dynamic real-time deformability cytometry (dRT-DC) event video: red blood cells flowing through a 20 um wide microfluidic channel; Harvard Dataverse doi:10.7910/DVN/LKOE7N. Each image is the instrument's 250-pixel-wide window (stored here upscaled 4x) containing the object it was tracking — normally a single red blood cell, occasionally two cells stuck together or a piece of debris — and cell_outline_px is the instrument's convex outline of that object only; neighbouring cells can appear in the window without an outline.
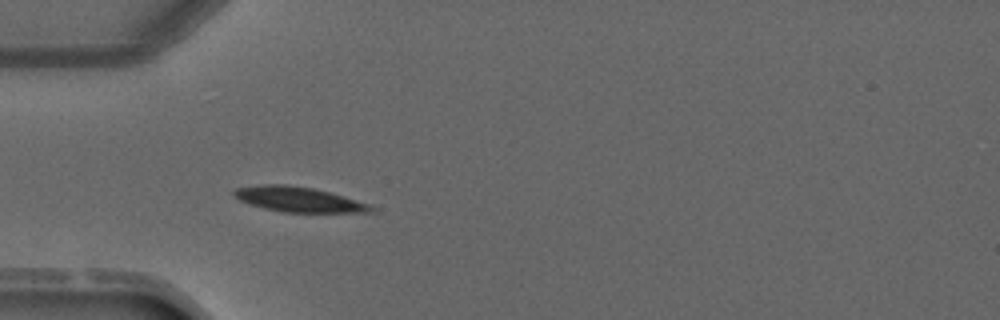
{"species": "common noctule bat (a hibernating species)", "species_latin": "Nyctalus noctula", "temperature_condition": "warm", "stored_images_in_passage": 4, "camera_frame_rate_fps": 3000, "um_per_image_px": 0.085, "animal": {"sex": "male", "forearm_length_mm": 52.5}, "frame": {"image": 1, "passage_image": 3, "time_ms": 2.333, "image_size_px": [1000, 320], "cell_outline_px": [[376, 212], [284, 212], [264, 208], [240, 200], [232, 196], [232, 192], [236, 188], [264, 184], [284, 184], [312, 188], [344, 196], [368, 204], [376, 208]], "centroid_in_image_um": [25.38, 16.95], "position_along_channel_um": 59.6, "area_um2": 19.77}}
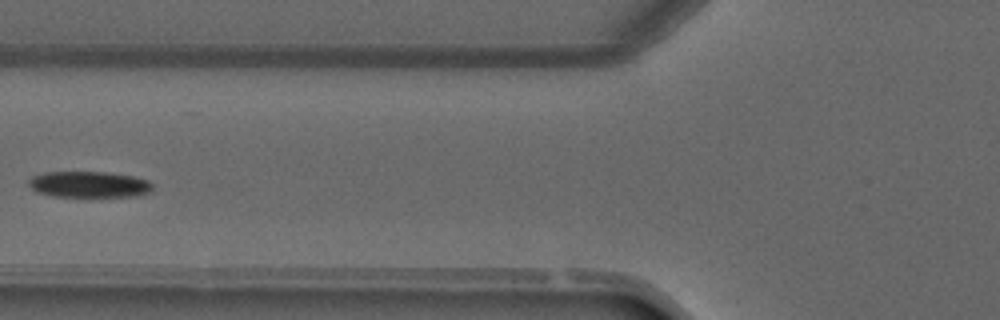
{"frame": {"image": 2, "passage_image": 4, "time_ms": 3.667, "image_size_px": [1000, 320], "cell_outline_px": [[152, 192], [132, 196], [52, 196], [36, 192], [28, 184], [28, 180], [32, 176], [44, 172], [104, 172], [132, 176], [148, 180], [152, 184]], "centroid_in_image_um": [7.54, 15.67], "position_along_channel_um": 118.3, "area_um2": 18.79}}